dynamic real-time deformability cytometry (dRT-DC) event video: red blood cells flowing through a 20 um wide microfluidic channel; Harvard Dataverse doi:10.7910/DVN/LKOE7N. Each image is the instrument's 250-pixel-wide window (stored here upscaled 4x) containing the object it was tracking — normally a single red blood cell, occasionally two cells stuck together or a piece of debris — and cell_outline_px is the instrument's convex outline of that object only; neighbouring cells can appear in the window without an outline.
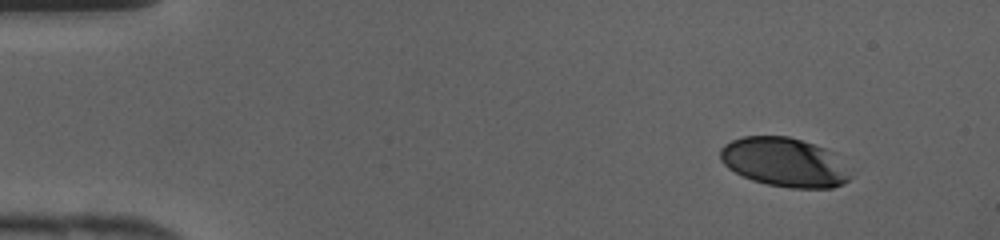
{"species": "human", "species_latin": "Homo sapiens", "temperature_condition": "cold", "stored_images_in_passage": 29, "camera_frame_rate_fps": 3000, "um_per_image_px": 0.085, "donor": {"sex": "female"}, "frame": {"image": 1, "passage_image": 5, "time_ms": 1.333, "image_size_px": [1000, 240], "cell_outline_px": [[836, 184], [780, 184], [760, 180], [752, 176], [732, 144], [740, 140], [756, 136], [776, 136], [796, 140], [804, 144]], "centroid_in_image_um": [66.39, 13.69], "position_along_channel_um": 18.6, "area_um2": 24.28}}
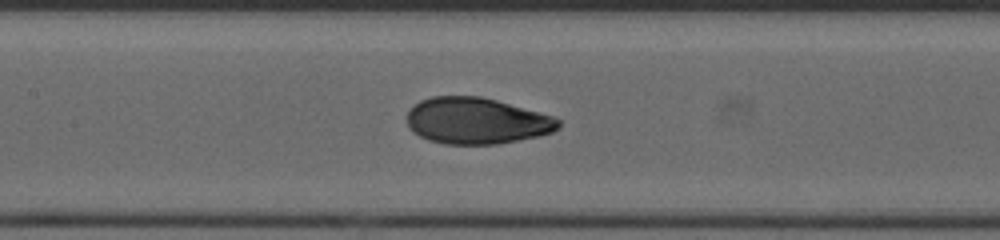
{"frame": {"image": 2, "passage_image": 21, "time_ms": 6.667, "image_size_px": [1000, 240], "cell_outline_px": [[556, 124], [552, 128], [544, 132], [500, 140], [448, 140], [432, 100], [488, 100], [540, 116]], "centroid_in_image_um": [41.39, 10.25], "position_along_channel_um": 166.0, "area_um2": 25.95}}
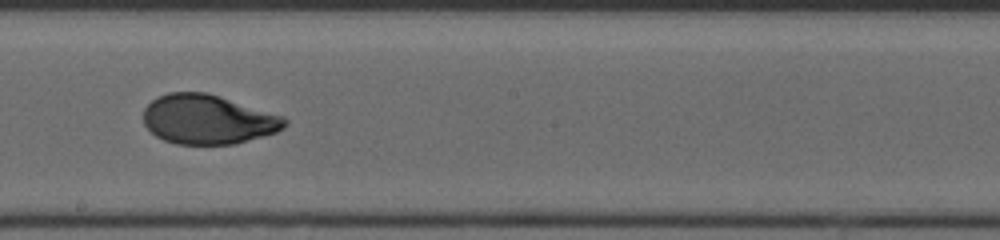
{"frame": {"image": 3, "passage_image": 25, "time_ms": 8.0, "image_size_px": [1000, 240], "cell_outline_px": [[280, 124], [276, 128], [268, 132], [236, 140], [216, 140], [168, 96], [208, 96], [220, 100]], "centroid_in_image_um": [19.01, 10.03], "position_along_channel_um": 229.2, "area_um2": 18.96}}